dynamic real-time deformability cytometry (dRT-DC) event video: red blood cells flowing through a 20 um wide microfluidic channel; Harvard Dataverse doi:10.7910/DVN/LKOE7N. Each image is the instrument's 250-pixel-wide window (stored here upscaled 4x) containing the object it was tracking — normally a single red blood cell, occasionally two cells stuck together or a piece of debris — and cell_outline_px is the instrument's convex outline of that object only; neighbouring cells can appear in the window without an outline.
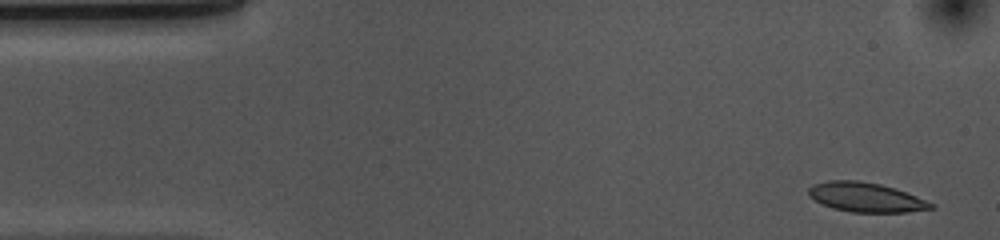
{"species": "common noctule bat (a hibernating species)", "species_latin": "Nyctalus noctula", "temperature_condition": "cold", "stored_images_in_passage": 14, "camera_frame_rate_fps": 3000, "um_per_image_px": 0.085, "animal": {"sex": "female", "body_mass_g": 10.0, "forearm_length_mm": 53.1}, "frame": {"image": 1, "passage_image": 2, "time_ms": 0.333, "image_size_px": [1000, 240], "cell_outline_px": [[936, 208], [908, 212], [852, 212], [832, 208], [820, 204], [808, 196], [808, 188], [812, 184], [828, 180], [860, 180], [880, 184], [916, 196], [936, 204]], "centroid_in_image_um": [73.56, 16.77], "position_along_channel_um": 11.4, "area_um2": 21.15}}
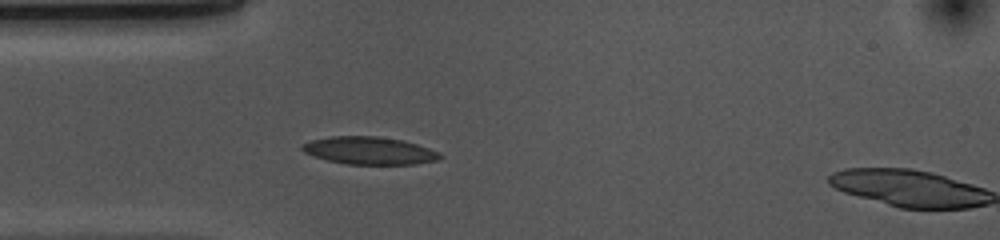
{"frame": {"image": 2, "passage_image": 13, "time_ms": 4.0, "image_size_px": [1000, 240], "cell_outline_px": [[444, 156], [440, 160], [416, 164], [344, 164], [328, 160], [304, 152], [300, 148], [300, 144], [312, 140], [332, 136], [376, 136], [404, 140], [440, 152]], "centroid_in_image_um": [31.43, 12.8], "position_along_channel_um": 53.6, "area_um2": 22.25}}